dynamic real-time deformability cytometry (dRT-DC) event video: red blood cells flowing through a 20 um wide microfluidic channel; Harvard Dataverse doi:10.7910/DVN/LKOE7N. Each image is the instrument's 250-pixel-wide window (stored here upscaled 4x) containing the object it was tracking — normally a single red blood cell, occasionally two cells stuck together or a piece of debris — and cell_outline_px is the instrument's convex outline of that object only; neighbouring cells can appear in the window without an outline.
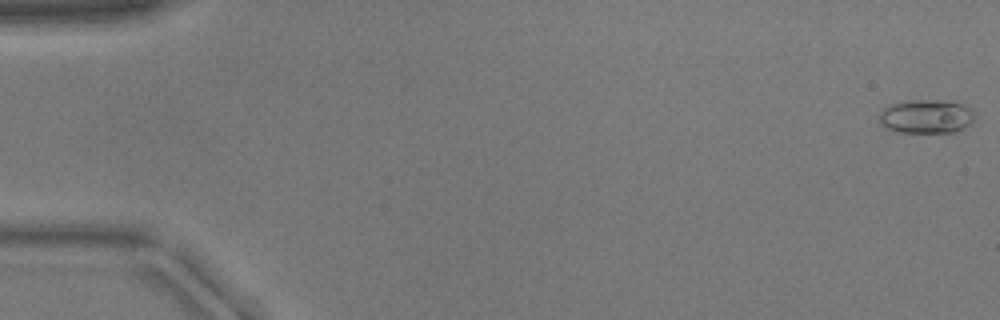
{"species": "common noctule bat (a hibernating species)", "species_latin": "Nyctalus noctula", "temperature_condition": "warm", "stored_images_in_passage": 52, "camera_frame_rate_fps": 3000, "um_per_image_px": 0.085, "animal": {"sex": "male", "body_mass_g": 17.9}, "frame": {"image": 1, "passage_image": 1, "time_ms": 0.0, "image_size_px": [1000, 320], "cell_outline_px": [[972, 124], [956, 132], [896, 132], [880, 124], [876, 116], [888, 104], [912, 100], [936, 100], [964, 104], [972, 108]], "centroid_in_image_um": [78.69, 9.9], "position_along_channel_um": 6.3, "area_um2": 18.96}}
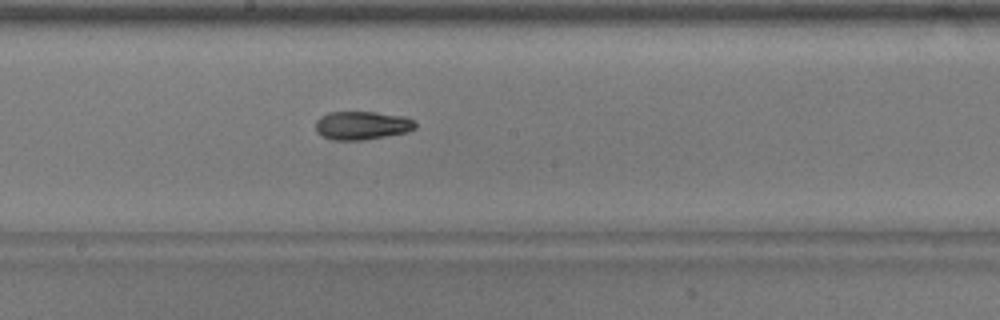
{"frame": {"image": 2, "passage_image": 29, "time_ms": 9.333, "image_size_px": [1000, 320], "cell_outline_px": [[416, 128], [408, 132], [364, 140], [332, 140], [320, 136], [316, 132], [316, 120], [320, 116], [328, 112], [376, 112], [404, 116], [412, 120], [416, 124]], "centroid_in_image_um": [30.74, 10.67], "position_along_channel_um": 217.5, "area_um2": 16.7}}
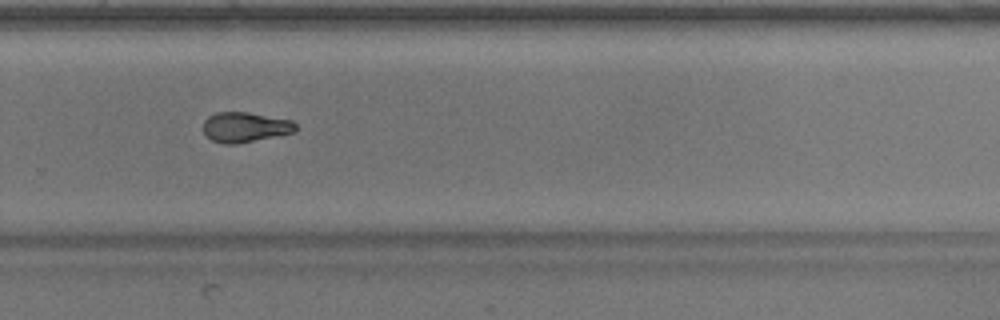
{"frame": {"image": 3, "passage_image": 36, "time_ms": 11.667, "image_size_px": [1000, 320], "cell_outline_px": [[300, 128], [296, 132], [236, 144], [224, 144], [212, 140], [204, 132], [204, 120], [208, 116], [216, 112], [248, 112], [292, 120]], "centroid_in_image_um": [20.88, 10.8], "position_along_channel_um": 308.9, "area_um2": 16.3}}